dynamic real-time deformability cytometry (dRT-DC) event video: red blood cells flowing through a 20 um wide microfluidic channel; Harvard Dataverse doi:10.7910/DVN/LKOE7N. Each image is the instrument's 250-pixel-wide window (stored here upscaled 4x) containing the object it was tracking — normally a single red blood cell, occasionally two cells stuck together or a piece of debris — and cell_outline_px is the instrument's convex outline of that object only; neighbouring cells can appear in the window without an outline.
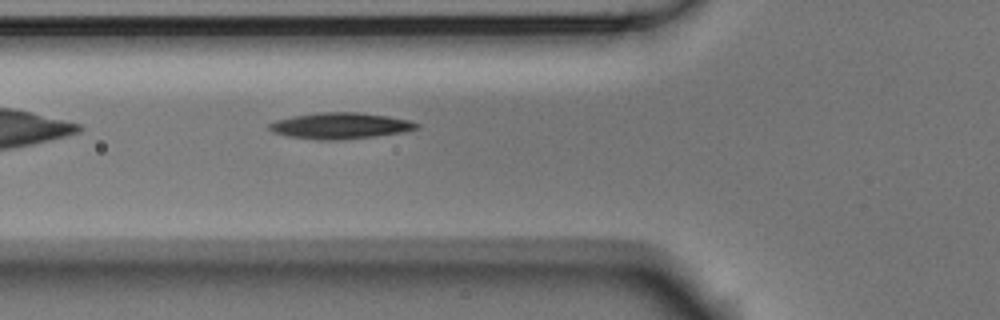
{"species": "Egyptian fruit bat (a non-hibernating species)", "species_latin": "Rousettus aegyptiacus", "temperature_condition": "room temperature", "stored_images_in_passage": 4, "segment_of_instrument_passage": [1, 2], "camera_frame_rate_fps": 3000, "um_per_image_px": 0.085, "animal": {"sex": "male"}, "frame": {"image": 1, "passage_image": 3, "time_ms": 0.667, "image_size_px": [1000, 320], "cell_outline_px": [[420, 124], [416, 128], [404, 132], [340, 140], [316, 140], [288, 136], [272, 132], [268, 128], [268, 124], [276, 120], [292, 116], [320, 112], [356, 112], [388, 116], [408, 120]], "centroid_in_image_um": [28.87, 10.69], "position_along_channel_um": 96.9, "area_um2": 22.37}}